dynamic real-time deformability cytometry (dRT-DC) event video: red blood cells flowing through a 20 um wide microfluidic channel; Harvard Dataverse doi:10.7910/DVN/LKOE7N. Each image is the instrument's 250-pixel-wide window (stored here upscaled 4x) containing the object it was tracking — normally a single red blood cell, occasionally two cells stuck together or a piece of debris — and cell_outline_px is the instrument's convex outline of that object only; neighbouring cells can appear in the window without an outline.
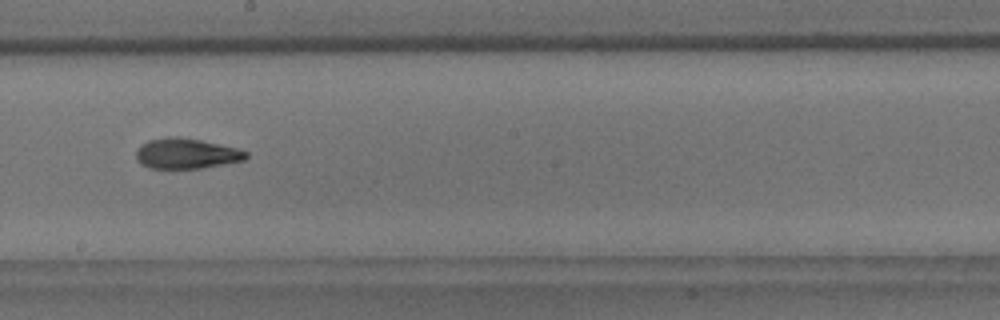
{"species": "common noctule bat (a hibernating species)", "species_latin": "Nyctalus noctula", "temperature_condition": "room temperature", "stored_images_in_passage": 7, "camera_frame_rate_fps": 3000, "um_per_image_px": 0.085, "animal": {"sex": "male", "body_mass_g": 18.8}, "frame": {"image": 1, "passage_image": 5, "time_ms": 4.667, "image_size_px": [1000, 320], "cell_outline_px": [[248, 156], [244, 160], [204, 168], [148, 168], [140, 164], [136, 160], [136, 148], [140, 144], [148, 140], [168, 136], [180, 136], [200, 140], [236, 148], [248, 152]], "centroid_in_image_um": [15.78, 13.04], "position_along_channel_um": 232.4, "area_um2": 19.65}}
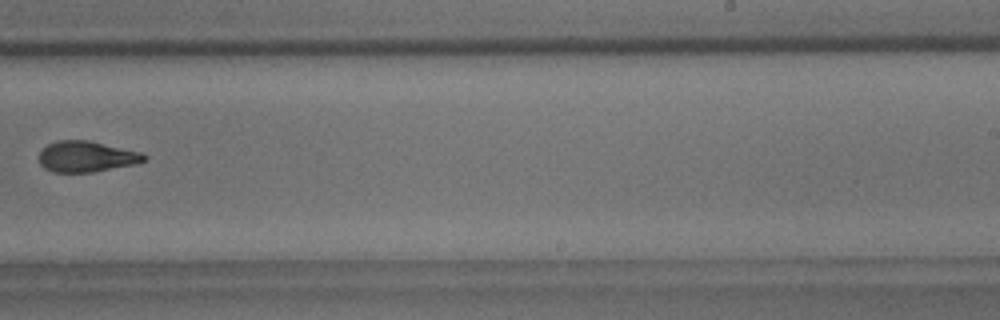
{"frame": {"image": 2, "passage_image": 6, "time_ms": 6.0, "image_size_px": [1000, 320], "cell_outline_px": [[148, 160], [136, 164], [92, 172], [52, 172], [44, 168], [40, 164], [40, 152], [48, 144], [56, 140], [88, 140], [140, 152], [148, 156]], "centroid_in_image_um": [7.36, 13.31], "position_along_channel_um": 281.6, "area_um2": 18.9}}